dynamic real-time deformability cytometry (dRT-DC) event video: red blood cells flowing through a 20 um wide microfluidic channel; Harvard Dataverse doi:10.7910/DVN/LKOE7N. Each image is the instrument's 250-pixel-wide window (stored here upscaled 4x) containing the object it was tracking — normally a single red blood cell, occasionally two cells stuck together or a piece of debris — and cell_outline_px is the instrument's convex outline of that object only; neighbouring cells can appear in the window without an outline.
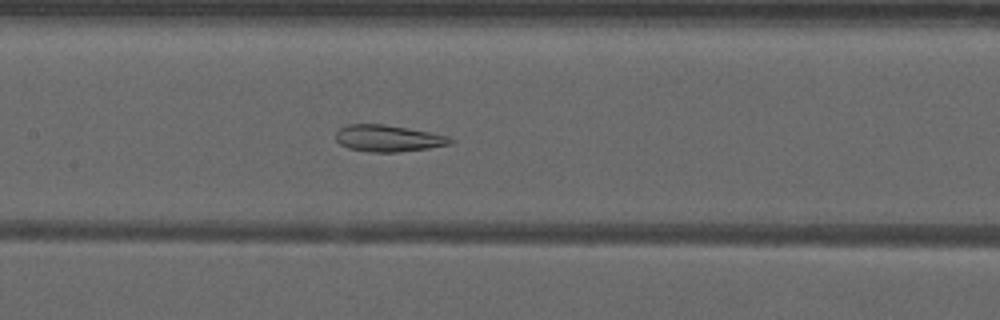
{"species": "common noctule bat (a hibernating species)", "species_latin": "Nyctalus noctula", "temperature_condition": "warm", "stored_images_in_passage": 44, "camera_frame_rate_fps": 3000, "um_per_image_px": 0.085, "animal": {"sex": "male", "forearm_length_mm": 52.5}, "frame": {"image": 1, "passage_image": 18, "time_ms": 5.667, "image_size_px": [1000, 320], "cell_outline_px": [[452, 140], [448, 144], [428, 148], [396, 152], [368, 152], [348, 148], [340, 144], [336, 140], [336, 132], [340, 128], [348, 124], [384, 124], [428, 132], [448, 136]], "centroid_in_image_um": [32.92, 11.76], "position_along_channel_um": 174.5, "area_um2": 17.51}}
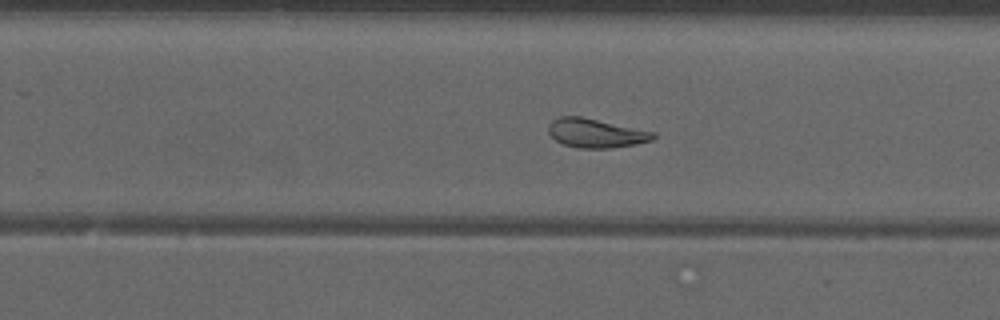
{"frame": {"image": 2, "passage_image": 26, "time_ms": 8.333, "image_size_px": [1000, 320], "cell_outline_px": [[656, 136], [652, 140], [636, 144], [608, 148], [576, 148], [564, 144], [556, 140], [548, 132], [548, 124], [552, 120], [560, 116], [580, 116], [656, 132]], "centroid_in_image_um": [50.64, 11.31], "position_along_channel_um": 279.2, "area_um2": 17.69}}
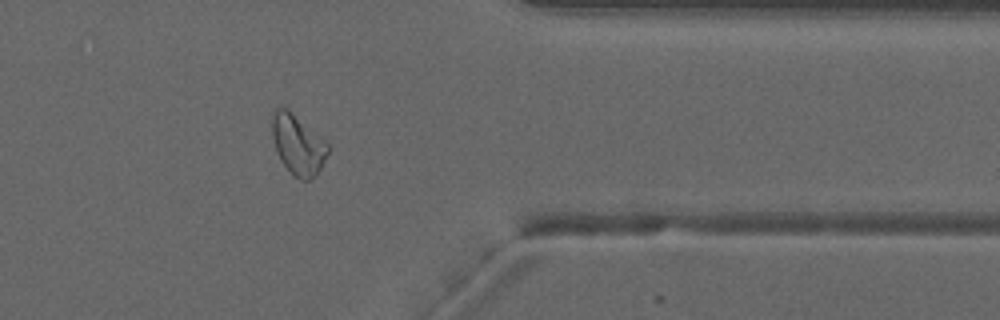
{"frame": {"image": 3, "passage_image": 35, "time_ms": 11.333, "image_size_px": [1000, 320], "cell_outline_px": [[328, 152], [320, 168], [308, 180], [300, 180], [292, 176], [280, 160], [272, 136], [272, 112], [276, 108], [288, 108], [324, 140], [328, 144]], "centroid_in_image_um": [25.28, 12.28], "position_along_channel_um": 386.1, "area_um2": 19.25}, "authors_computed_cell_mechanics": {"area_um2": 19.7098, "velocity_mm_per_s": 3.9471, "shape_relaxation_time_tau1_ms": null, "shape_relaxation_time_tau2_ms": 2.1345, "deformation_change_tau1": null, "deformation_change_tau2": 0.0933}}